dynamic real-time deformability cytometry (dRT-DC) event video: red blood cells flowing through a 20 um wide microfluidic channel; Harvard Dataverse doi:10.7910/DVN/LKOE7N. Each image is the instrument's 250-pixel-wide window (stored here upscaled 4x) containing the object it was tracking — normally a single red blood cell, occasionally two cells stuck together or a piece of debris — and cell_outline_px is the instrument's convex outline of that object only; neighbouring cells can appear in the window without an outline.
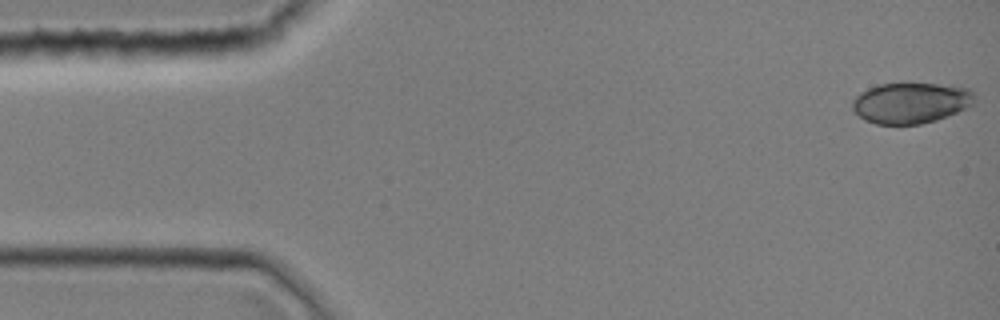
{"species": "common noctule bat (a hibernating species)", "species_latin": "Nyctalus noctula", "temperature_condition": "room temperature", "stored_images_in_passage": 10, "camera_frame_rate_fps": 3000, "um_per_image_px": 0.085, "animal": {"sex": "female", "body_mass_g": 19.0, "forearm_length_mm": 51.5}, "frame": {"image": 1, "passage_image": 1, "time_ms": 0.0, "image_size_px": [1000, 320], "cell_outline_px": [[976, 96], [972, 104], [956, 112], [936, 120], [920, 124], [876, 124], [864, 120], [852, 108], [852, 100], [860, 92], [868, 88], [880, 84], [908, 80], [968, 88]], "centroid_in_image_um": [77.39, 8.7], "position_along_channel_um": 7.6, "area_um2": 29.59}}